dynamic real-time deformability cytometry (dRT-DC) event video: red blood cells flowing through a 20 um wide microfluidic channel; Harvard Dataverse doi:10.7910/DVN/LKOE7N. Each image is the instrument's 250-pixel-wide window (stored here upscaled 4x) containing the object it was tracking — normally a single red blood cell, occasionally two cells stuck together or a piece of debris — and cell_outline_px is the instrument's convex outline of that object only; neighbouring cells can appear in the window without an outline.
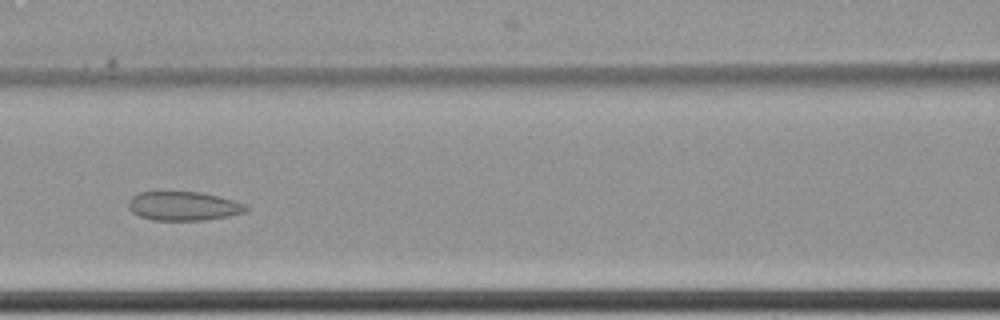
{"species": "common noctule bat (a hibernating species)", "species_latin": "Nyctalus noctula", "temperature_condition": "cold", "stored_images_in_passage": 9, "camera_frame_rate_fps": 3000, "um_per_image_px": 0.085, "animal": {"sex": "female", "body_mass_g": 22.7, "forearm_length_mm": 54.2}, "frame": {"image": 1, "passage_image": 9, "time_ms": 2.667, "image_size_px": [1000, 320], "cell_outline_px": [[248, 212], [228, 216], [204, 220], [152, 220], [140, 216], [132, 212], [128, 208], [128, 200], [132, 196], [140, 192], [200, 192], [236, 200], [244, 204], [248, 208]], "centroid_in_image_um": [15.61, 17.51], "position_along_channel_um": 151.0, "area_um2": 19.94}}